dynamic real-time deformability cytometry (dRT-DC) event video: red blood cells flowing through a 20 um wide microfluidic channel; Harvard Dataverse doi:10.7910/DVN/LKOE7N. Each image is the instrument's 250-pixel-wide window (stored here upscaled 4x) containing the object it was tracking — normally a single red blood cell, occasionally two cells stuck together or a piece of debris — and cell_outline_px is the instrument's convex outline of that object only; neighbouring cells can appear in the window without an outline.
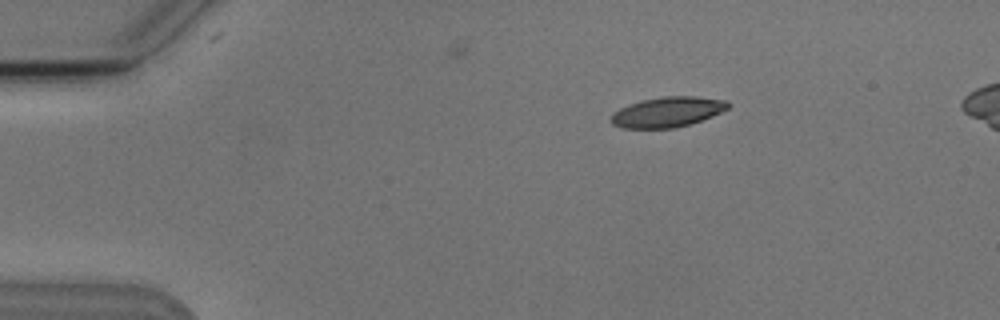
{"species": "Egyptian fruit bat (a non-hibernating species)", "species_latin": "Rousettus aegyptiacus", "temperature_condition": "cold", "stored_images_in_passage": 3, "camera_frame_rate_fps": 3000, "um_per_image_px": 0.085, "animal": {"sex": "male"}, "frame": {"image": 1, "passage_image": 1, "time_ms": 0.0, "image_size_px": [1000, 320], "cell_outline_px": [[732, 104], [728, 108], [712, 116], [676, 128], [620, 128], [612, 124], [608, 120], [612, 112], [628, 104], [640, 100], [664, 96], [696, 96], [728, 100]], "centroid_in_image_um": [56.7, 9.51], "position_along_channel_um": 28.3, "area_um2": 20.87}}